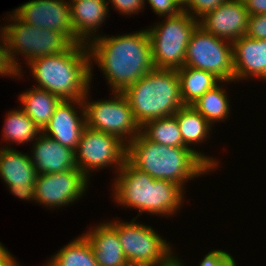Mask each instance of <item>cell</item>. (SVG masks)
I'll return each mask as SVG.
<instances>
[{
	"label": "cell",
	"mask_w": 266,
	"mask_h": 266,
	"mask_svg": "<svg viewBox=\"0 0 266 266\" xmlns=\"http://www.w3.org/2000/svg\"><path fill=\"white\" fill-rule=\"evenodd\" d=\"M91 61V82L94 62L100 67L110 92H122L154 67L152 46L147 29L101 35L88 44ZM94 61V62H93ZM93 63V64H92Z\"/></svg>",
	"instance_id": "1"
},
{
	"label": "cell",
	"mask_w": 266,
	"mask_h": 266,
	"mask_svg": "<svg viewBox=\"0 0 266 266\" xmlns=\"http://www.w3.org/2000/svg\"><path fill=\"white\" fill-rule=\"evenodd\" d=\"M112 181L113 201L138 212L161 217H174L183 207L185 190L175 182L154 179L134 167L127 159ZM174 215V216H173Z\"/></svg>",
	"instance_id": "2"
},
{
	"label": "cell",
	"mask_w": 266,
	"mask_h": 266,
	"mask_svg": "<svg viewBox=\"0 0 266 266\" xmlns=\"http://www.w3.org/2000/svg\"><path fill=\"white\" fill-rule=\"evenodd\" d=\"M126 159L152 178L175 182L184 190L186 182L213 172L193 150L154 143L141 132L126 145Z\"/></svg>",
	"instance_id": "3"
},
{
	"label": "cell",
	"mask_w": 266,
	"mask_h": 266,
	"mask_svg": "<svg viewBox=\"0 0 266 266\" xmlns=\"http://www.w3.org/2000/svg\"><path fill=\"white\" fill-rule=\"evenodd\" d=\"M37 85L61 100L82 101L91 87L90 50L73 44L66 52L37 58L28 64Z\"/></svg>",
	"instance_id": "4"
},
{
	"label": "cell",
	"mask_w": 266,
	"mask_h": 266,
	"mask_svg": "<svg viewBox=\"0 0 266 266\" xmlns=\"http://www.w3.org/2000/svg\"><path fill=\"white\" fill-rule=\"evenodd\" d=\"M121 93L140 127L147 121L174 115L184 106L174 69L153 68Z\"/></svg>",
	"instance_id": "5"
},
{
	"label": "cell",
	"mask_w": 266,
	"mask_h": 266,
	"mask_svg": "<svg viewBox=\"0 0 266 266\" xmlns=\"http://www.w3.org/2000/svg\"><path fill=\"white\" fill-rule=\"evenodd\" d=\"M6 24L1 26L6 39L8 57L17 74L25 73L18 62L19 55L26 61H31L66 52L74 43L64 34L32 26L19 20L12 12L7 13ZM10 22V23H9ZM18 56V57H16Z\"/></svg>",
	"instance_id": "6"
},
{
	"label": "cell",
	"mask_w": 266,
	"mask_h": 266,
	"mask_svg": "<svg viewBox=\"0 0 266 266\" xmlns=\"http://www.w3.org/2000/svg\"><path fill=\"white\" fill-rule=\"evenodd\" d=\"M117 234L130 266H178V257L170 242L150 225L117 220ZM170 243V244H169Z\"/></svg>",
	"instance_id": "7"
},
{
	"label": "cell",
	"mask_w": 266,
	"mask_h": 266,
	"mask_svg": "<svg viewBox=\"0 0 266 266\" xmlns=\"http://www.w3.org/2000/svg\"><path fill=\"white\" fill-rule=\"evenodd\" d=\"M163 19L146 28L151 41L154 67L174 70L183 68L190 36L199 21L184 11Z\"/></svg>",
	"instance_id": "8"
},
{
	"label": "cell",
	"mask_w": 266,
	"mask_h": 266,
	"mask_svg": "<svg viewBox=\"0 0 266 266\" xmlns=\"http://www.w3.org/2000/svg\"><path fill=\"white\" fill-rule=\"evenodd\" d=\"M90 92L88 89L82 100L87 127L115 135L126 145L141 132V127L121 92L113 91L111 98L95 101L90 100Z\"/></svg>",
	"instance_id": "9"
},
{
	"label": "cell",
	"mask_w": 266,
	"mask_h": 266,
	"mask_svg": "<svg viewBox=\"0 0 266 266\" xmlns=\"http://www.w3.org/2000/svg\"><path fill=\"white\" fill-rule=\"evenodd\" d=\"M185 66L213 73L221 81L234 82L232 43L197 26L190 36Z\"/></svg>",
	"instance_id": "10"
},
{
	"label": "cell",
	"mask_w": 266,
	"mask_h": 266,
	"mask_svg": "<svg viewBox=\"0 0 266 266\" xmlns=\"http://www.w3.org/2000/svg\"><path fill=\"white\" fill-rule=\"evenodd\" d=\"M75 156L78 169L88 179L94 171L108 167L117 173L126 159V144L115 135L86 126Z\"/></svg>",
	"instance_id": "11"
},
{
	"label": "cell",
	"mask_w": 266,
	"mask_h": 266,
	"mask_svg": "<svg viewBox=\"0 0 266 266\" xmlns=\"http://www.w3.org/2000/svg\"><path fill=\"white\" fill-rule=\"evenodd\" d=\"M89 181L79 169L39 174L35 181V202L49 210L68 207L86 195Z\"/></svg>",
	"instance_id": "12"
},
{
	"label": "cell",
	"mask_w": 266,
	"mask_h": 266,
	"mask_svg": "<svg viewBox=\"0 0 266 266\" xmlns=\"http://www.w3.org/2000/svg\"><path fill=\"white\" fill-rule=\"evenodd\" d=\"M10 12L24 23L60 32L74 44L80 43L76 39L70 4L66 0H30Z\"/></svg>",
	"instance_id": "13"
},
{
	"label": "cell",
	"mask_w": 266,
	"mask_h": 266,
	"mask_svg": "<svg viewBox=\"0 0 266 266\" xmlns=\"http://www.w3.org/2000/svg\"><path fill=\"white\" fill-rule=\"evenodd\" d=\"M36 176L29 153L20 152L7 144L0 147V178L12 195L35 202Z\"/></svg>",
	"instance_id": "14"
},
{
	"label": "cell",
	"mask_w": 266,
	"mask_h": 266,
	"mask_svg": "<svg viewBox=\"0 0 266 266\" xmlns=\"http://www.w3.org/2000/svg\"><path fill=\"white\" fill-rule=\"evenodd\" d=\"M76 109L79 110L77 111ZM85 127L83 102L79 100H62L42 133L61 145L76 151Z\"/></svg>",
	"instance_id": "15"
},
{
	"label": "cell",
	"mask_w": 266,
	"mask_h": 266,
	"mask_svg": "<svg viewBox=\"0 0 266 266\" xmlns=\"http://www.w3.org/2000/svg\"><path fill=\"white\" fill-rule=\"evenodd\" d=\"M249 14L244 2L228 0L199 20L207 33L233 43L246 34Z\"/></svg>",
	"instance_id": "16"
},
{
	"label": "cell",
	"mask_w": 266,
	"mask_h": 266,
	"mask_svg": "<svg viewBox=\"0 0 266 266\" xmlns=\"http://www.w3.org/2000/svg\"><path fill=\"white\" fill-rule=\"evenodd\" d=\"M232 47L234 83L242 80L249 82L252 78L266 80V40L243 35L232 43Z\"/></svg>",
	"instance_id": "17"
},
{
	"label": "cell",
	"mask_w": 266,
	"mask_h": 266,
	"mask_svg": "<svg viewBox=\"0 0 266 266\" xmlns=\"http://www.w3.org/2000/svg\"><path fill=\"white\" fill-rule=\"evenodd\" d=\"M30 159L37 175L78 169L75 151L41 133L32 143Z\"/></svg>",
	"instance_id": "18"
},
{
	"label": "cell",
	"mask_w": 266,
	"mask_h": 266,
	"mask_svg": "<svg viewBox=\"0 0 266 266\" xmlns=\"http://www.w3.org/2000/svg\"><path fill=\"white\" fill-rule=\"evenodd\" d=\"M103 221L83 233L92 245L97 265L130 266L117 234V220Z\"/></svg>",
	"instance_id": "19"
},
{
	"label": "cell",
	"mask_w": 266,
	"mask_h": 266,
	"mask_svg": "<svg viewBox=\"0 0 266 266\" xmlns=\"http://www.w3.org/2000/svg\"><path fill=\"white\" fill-rule=\"evenodd\" d=\"M68 3L76 39L81 44L88 45L100 36L98 30L110 14L109 4L107 0H81Z\"/></svg>",
	"instance_id": "20"
},
{
	"label": "cell",
	"mask_w": 266,
	"mask_h": 266,
	"mask_svg": "<svg viewBox=\"0 0 266 266\" xmlns=\"http://www.w3.org/2000/svg\"><path fill=\"white\" fill-rule=\"evenodd\" d=\"M183 140V147L193 150L213 171L219 167V161L206 153L196 150L211 137L213 126L191 105L182 106L175 114ZM205 141V142H204ZM199 151V152H198Z\"/></svg>",
	"instance_id": "21"
},
{
	"label": "cell",
	"mask_w": 266,
	"mask_h": 266,
	"mask_svg": "<svg viewBox=\"0 0 266 266\" xmlns=\"http://www.w3.org/2000/svg\"><path fill=\"white\" fill-rule=\"evenodd\" d=\"M18 100L20 109L42 131L51 119L56 107L62 101L51 92L42 88L34 87L22 92Z\"/></svg>",
	"instance_id": "22"
},
{
	"label": "cell",
	"mask_w": 266,
	"mask_h": 266,
	"mask_svg": "<svg viewBox=\"0 0 266 266\" xmlns=\"http://www.w3.org/2000/svg\"><path fill=\"white\" fill-rule=\"evenodd\" d=\"M180 80V95L184 105L194 104L221 80L213 73L184 66L176 70Z\"/></svg>",
	"instance_id": "23"
},
{
	"label": "cell",
	"mask_w": 266,
	"mask_h": 266,
	"mask_svg": "<svg viewBox=\"0 0 266 266\" xmlns=\"http://www.w3.org/2000/svg\"><path fill=\"white\" fill-rule=\"evenodd\" d=\"M231 81H220L212 89L203 94L194 104V107L212 126L228 119L231 105L226 85ZM223 84V85H222ZM225 85V88L223 87Z\"/></svg>",
	"instance_id": "24"
},
{
	"label": "cell",
	"mask_w": 266,
	"mask_h": 266,
	"mask_svg": "<svg viewBox=\"0 0 266 266\" xmlns=\"http://www.w3.org/2000/svg\"><path fill=\"white\" fill-rule=\"evenodd\" d=\"M44 266H98L92 245L81 234L60 248Z\"/></svg>",
	"instance_id": "25"
},
{
	"label": "cell",
	"mask_w": 266,
	"mask_h": 266,
	"mask_svg": "<svg viewBox=\"0 0 266 266\" xmlns=\"http://www.w3.org/2000/svg\"><path fill=\"white\" fill-rule=\"evenodd\" d=\"M5 117L1 140L8 145L11 142L12 145L13 143L24 145L34 142L42 133L40 128L20 108L8 111Z\"/></svg>",
	"instance_id": "26"
},
{
	"label": "cell",
	"mask_w": 266,
	"mask_h": 266,
	"mask_svg": "<svg viewBox=\"0 0 266 266\" xmlns=\"http://www.w3.org/2000/svg\"><path fill=\"white\" fill-rule=\"evenodd\" d=\"M141 133L150 141L168 147H183L182 135L175 115L147 121Z\"/></svg>",
	"instance_id": "27"
},
{
	"label": "cell",
	"mask_w": 266,
	"mask_h": 266,
	"mask_svg": "<svg viewBox=\"0 0 266 266\" xmlns=\"http://www.w3.org/2000/svg\"><path fill=\"white\" fill-rule=\"evenodd\" d=\"M228 0H190L188 5L182 10L196 20H200L207 13L215 10Z\"/></svg>",
	"instance_id": "28"
},
{
	"label": "cell",
	"mask_w": 266,
	"mask_h": 266,
	"mask_svg": "<svg viewBox=\"0 0 266 266\" xmlns=\"http://www.w3.org/2000/svg\"><path fill=\"white\" fill-rule=\"evenodd\" d=\"M234 257L223 249L211 250L204 255L199 266H237Z\"/></svg>",
	"instance_id": "29"
},
{
	"label": "cell",
	"mask_w": 266,
	"mask_h": 266,
	"mask_svg": "<svg viewBox=\"0 0 266 266\" xmlns=\"http://www.w3.org/2000/svg\"><path fill=\"white\" fill-rule=\"evenodd\" d=\"M147 3L159 18L174 17L182 11L174 0H144V5Z\"/></svg>",
	"instance_id": "30"
},
{
	"label": "cell",
	"mask_w": 266,
	"mask_h": 266,
	"mask_svg": "<svg viewBox=\"0 0 266 266\" xmlns=\"http://www.w3.org/2000/svg\"><path fill=\"white\" fill-rule=\"evenodd\" d=\"M245 35L257 40H266V14L249 16Z\"/></svg>",
	"instance_id": "31"
},
{
	"label": "cell",
	"mask_w": 266,
	"mask_h": 266,
	"mask_svg": "<svg viewBox=\"0 0 266 266\" xmlns=\"http://www.w3.org/2000/svg\"><path fill=\"white\" fill-rule=\"evenodd\" d=\"M108 3L114 8V11H118L123 15H136L142 13L145 5L144 0H107Z\"/></svg>",
	"instance_id": "32"
},
{
	"label": "cell",
	"mask_w": 266,
	"mask_h": 266,
	"mask_svg": "<svg viewBox=\"0 0 266 266\" xmlns=\"http://www.w3.org/2000/svg\"><path fill=\"white\" fill-rule=\"evenodd\" d=\"M0 76L1 77H12V79L15 78V80L20 79V74H17L15 69L12 67L8 52H7V46H6V39L4 36V33L0 27ZM18 76V77H17ZM18 78V79H17Z\"/></svg>",
	"instance_id": "33"
},
{
	"label": "cell",
	"mask_w": 266,
	"mask_h": 266,
	"mask_svg": "<svg viewBox=\"0 0 266 266\" xmlns=\"http://www.w3.org/2000/svg\"><path fill=\"white\" fill-rule=\"evenodd\" d=\"M244 4L249 16L266 14V0H245Z\"/></svg>",
	"instance_id": "34"
},
{
	"label": "cell",
	"mask_w": 266,
	"mask_h": 266,
	"mask_svg": "<svg viewBox=\"0 0 266 266\" xmlns=\"http://www.w3.org/2000/svg\"><path fill=\"white\" fill-rule=\"evenodd\" d=\"M7 249L8 248L0 242V266H7L15 258Z\"/></svg>",
	"instance_id": "35"
},
{
	"label": "cell",
	"mask_w": 266,
	"mask_h": 266,
	"mask_svg": "<svg viewBox=\"0 0 266 266\" xmlns=\"http://www.w3.org/2000/svg\"><path fill=\"white\" fill-rule=\"evenodd\" d=\"M190 0H174L178 7L183 10L189 3Z\"/></svg>",
	"instance_id": "36"
},
{
	"label": "cell",
	"mask_w": 266,
	"mask_h": 266,
	"mask_svg": "<svg viewBox=\"0 0 266 266\" xmlns=\"http://www.w3.org/2000/svg\"><path fill=\"white\" fill-rule=\"evenodd\" d=\"M16 259V257L7 265V266H22L19 261Z\"/></svg>",
	"instance_id": "37"
},
{
	"label": "cell",
	"mask_w": 266,
	"mask_h": 266,
	"mask_svg": "<svg viewBox=\"0 0 266 266\" xmlns=\"http://www.w3.org/2000/svg\"><path fill=\"white\" fill-rule=\"evenodd\" d=\"M183 261L184 260H181V258H178V266H185Z\"/></svg>",
	"instance_id": "38"
},
{
	"label": "cell",
	"mask_w": 266,
	"mask_h": 266,
	"mask_svg": "<svg viewBox=\"0 0 266 266\" xmlns=\"http://www.w3.org/2000/svg\"><path fill=\"white\" fill-rule=\"evenodd\" d=\"M67 2H76V1H81V0H66Z\"/></svg>",
	"instance_id": "39"
}]
</instances>
